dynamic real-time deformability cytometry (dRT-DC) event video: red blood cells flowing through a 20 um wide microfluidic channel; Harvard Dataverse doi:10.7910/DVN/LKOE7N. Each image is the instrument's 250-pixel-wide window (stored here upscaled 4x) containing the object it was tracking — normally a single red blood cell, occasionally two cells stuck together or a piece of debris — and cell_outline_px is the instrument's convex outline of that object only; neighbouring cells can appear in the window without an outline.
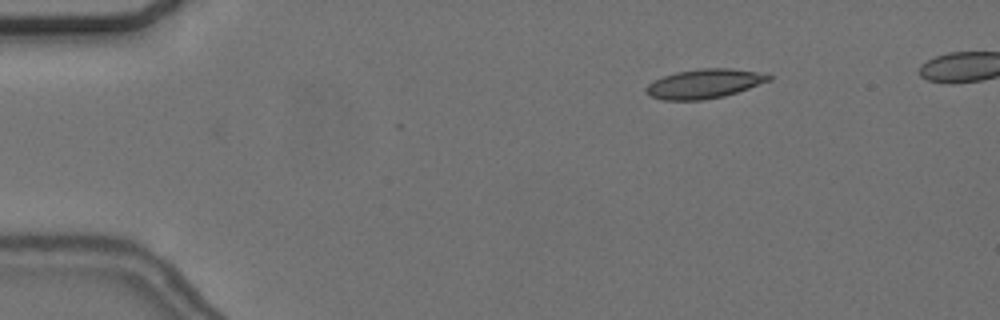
{"species": "common noctule bat (a hibernating species)", "species_latin": "Nyctalus noctula", "temperature_condition": "cold", "stored_images_in_passage": 50, "camera_frame_rate_fps": 3000, "um_per_image_px": 0.085, "animal": {"sex": "female", "body_mass_g": 24.6, "forearm_length_mm": 56.2}, "frame": {"image": 1, "passage_image": 5, "time_ms": 1.333, "image_size_px": [1000, 320], "cell_outline_px": [[772, 80], [724, 96], [700, 100], [664, 100], [648, 96], [644, 92], [644, 88], [648, 84], [664, 76], [676, 72], [700, 68], [732, 68], [756, 72], [772, 76]], "centroid_in_image_um": [59.82, 7.12], "position_along_channel_um": 25.2, "area_um2": 20.87}}
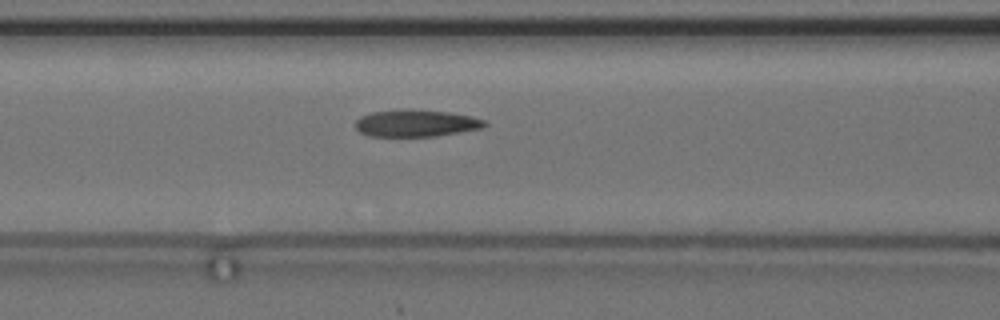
{"frame": {"image": 2, "passage_image": 20, "time_ms": 6.333, "image_size_px": [1000, 320], "cell_outline_px": [[488, 124], [484, 128], [436, 136], [368, 136], [360, 132], [356, 128], [356, 120], [360, 116], [372, 112], [448, 112], [472, 116], [484, 120]], "centroid_in_image_um": [35.41, 10.52], "position_along_channel_um": 131.2, "area_um2": 19.42}}
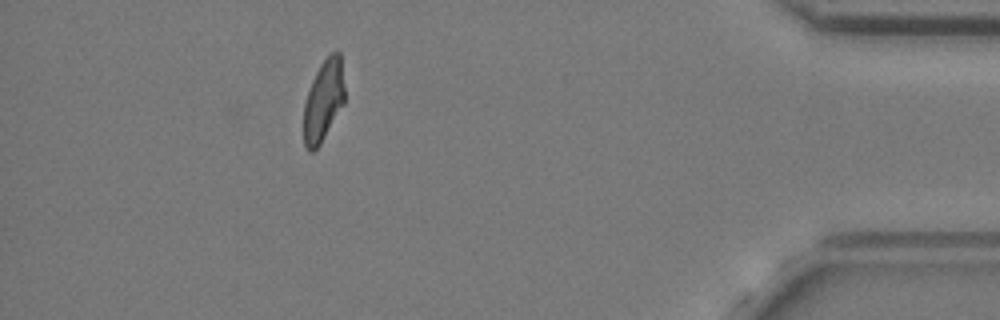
{"frame": {"image": 3, "passage_image": 47, "time_ms": 15.333, "image_size_px": [1000, 320], "cell_outline_px": [[344, 104], [320, 144], [312, 152], [308, 152], [304, 144], [304, 104], [312, 80], [320, 64], [332, 52], [340, 52], [344, 88]], "centroid_in_image_um": [27.49, 8.57], "position_along_channel_um": 407.7, "area_um2": 19.19}, "authors_computed_cell_mechanics": {"area_um2": 20.5479, "velocity_mm_per_s": 3.6321, "shape_relaxation_time_tau1_ms": 4.1535, "shape_relaxation_time_tau2_ms": 2.6346, "deformation_change_tau1": 0.1563, "deformation_change_tau2": 0.119}}